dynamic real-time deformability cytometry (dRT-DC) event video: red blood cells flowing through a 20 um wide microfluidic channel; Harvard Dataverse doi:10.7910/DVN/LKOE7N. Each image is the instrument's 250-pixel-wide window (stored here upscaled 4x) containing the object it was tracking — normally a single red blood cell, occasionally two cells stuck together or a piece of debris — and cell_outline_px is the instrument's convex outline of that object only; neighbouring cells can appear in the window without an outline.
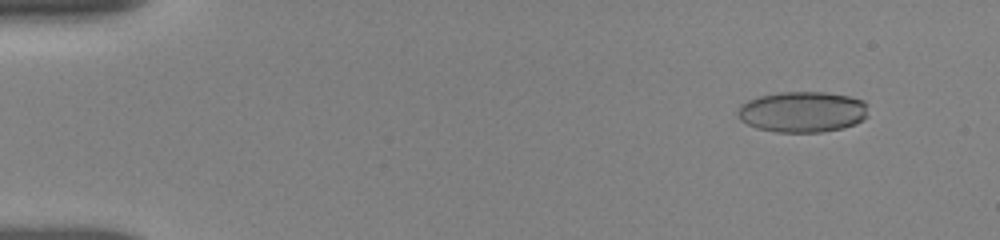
{"species": "human", "species_latin": "Homo sapiens", "temperature_condition": "room temperature", "stored_images_in_passage": 69, "camera_frame_rate_fps": 3000, "um_per_image_px": 0.085, "donor": {"sex": "female"}, "frame": {"image": 1, "passage_image": 5, "time_ms": 1.0, "image_size_px": [1000, 240], "cell_outline_px": [[868, 116], [864, 120], [856, 124], [844, 128], [820, 132], [776, 132], [756, 128], [740, 120], [736, 116], [736, 112], [740, 104], [748, 100], [760, 96], [780, 92], [824, 92], [848, 96], [864, 100], [868, 104]], "centroid_in_image_um": [68.23, 9.51], "position_along_channel_um": 16.8, "area_um2": 31.5}}
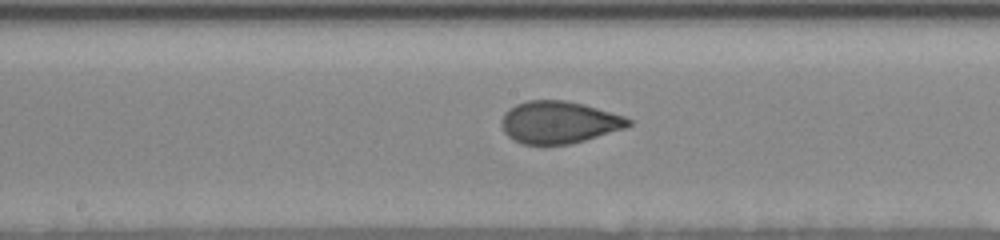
{"frame": {"image": 2, "passage_image": 39, "time_ms": 8.667, "image_size_px": [1000, 240], "cell_outline_px": [[632, 124], [624, 128], [572, 144], [520, 144], [512, 140], [504, 132], [500, 124], [500, 120], [504, 112], [508, 108], [516, 104], [528, 100], [564, 100], [584, 104], [624, 116], [632, 120]], "centroid_in_image_um": [47.46, 10.39], "position_along_channel_um": 200.7, "area_um2": 31.39}}
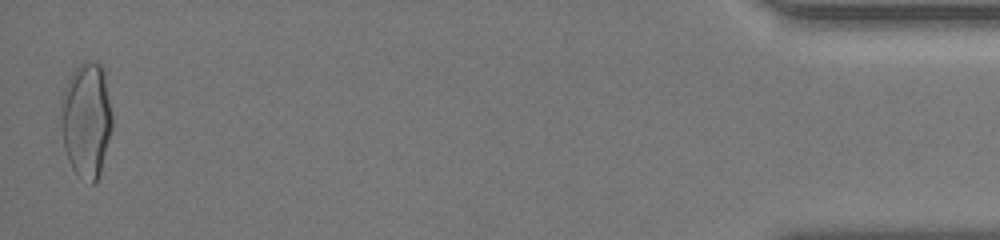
{"frame": {"image": 3, "passage_image": 69, "time_ms": 16.667, "image_size_px": [1000, 240], "cell_outline_px": [[112, 128], [100, 172], [96, 180], [92, 184], [76, 172], [72, 168], [68, 160], [64, 144], [60, 104], [60, 100], [68, 80], [72, 72], [80, 64], [88, 60], [100, 64], [104, 68], [112, 116]], "centroid_in_image_um": [7.35, 10.14], "position_along_channel_um": 427.8, "area_um2": 34.04}, "authors_computed_cell_mechanics": {"area_um2": 31.2698, "velocity_mm_per_s": 3.8578, "shape_relaxation_time_tau1_ms": 7.1303, "shape_relaxation_time_tau2_ms": 0.7225, "deformation_change_tau1": 0.1814, "deformation_change_tau2": 0.0493}}